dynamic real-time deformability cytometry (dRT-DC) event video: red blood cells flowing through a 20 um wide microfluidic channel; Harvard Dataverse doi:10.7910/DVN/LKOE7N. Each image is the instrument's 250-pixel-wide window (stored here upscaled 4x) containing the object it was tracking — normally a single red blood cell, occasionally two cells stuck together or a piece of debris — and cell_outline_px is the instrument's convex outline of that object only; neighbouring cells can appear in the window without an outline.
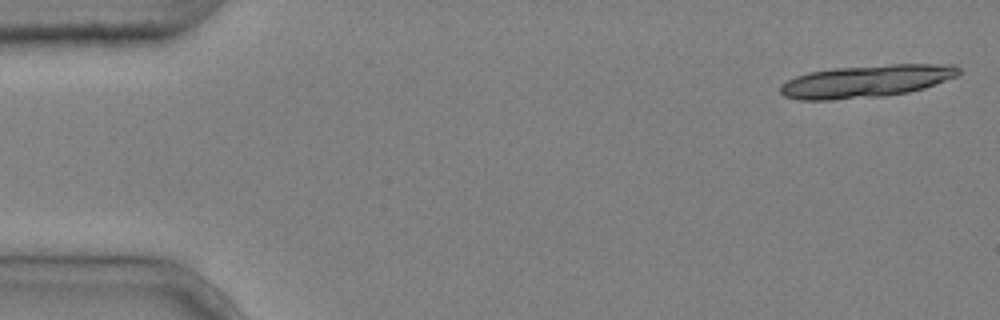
{"species": "common noctule bat (a hibernating species)", "species_latin": "Nyctalus noctula", "temperature_condition": "cold", "stored_images_in_passage": 5, "camera_frame_rate_fps": 3000, "um_per_image_px": 0.085, "animal": {"sex": "male", "body_mass_g": 20.4}, "frame": {"image": 1, "passage_image": 1, "time_ms": 0.0, "image_size_px": [1000, 320], "cell_outline_px": [[964, 72], [956, 76], [924, 88], [908, 92], [884, 96], [832, 100], [796, 100], [784, 96], [780, 92], [780, 88], [788, 80], [796, 76], [808, 72], [832, 68], [892, 64], [956, 64]], "centroid_in_image_um": [73.65, 6.9], "position_along_channel_um": 11.3, "area_um2": 33.93}}